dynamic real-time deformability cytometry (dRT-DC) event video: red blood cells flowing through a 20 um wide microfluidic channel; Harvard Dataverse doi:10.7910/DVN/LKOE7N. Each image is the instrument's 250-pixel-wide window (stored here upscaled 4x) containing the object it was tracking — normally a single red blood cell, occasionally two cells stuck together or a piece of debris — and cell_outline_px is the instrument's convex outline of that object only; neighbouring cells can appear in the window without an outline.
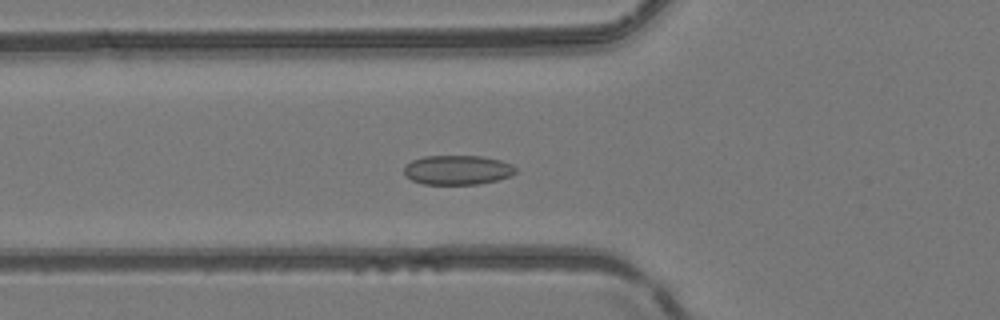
{"species": "common noctule bat (a hibernating species)", "species_latin": "Nyctalus noctula", "temperature_condition": "room temperature", "stored_images_in_passage": 50, "camera_frame_rate_fps": 3000, "um_per_image_px": 0.085, "animal": {"sex": "female", "body_mass_g": 24.6, "forearm_length_mm": 56.2}, "frame": {"image": 1, "passage_image": 18, "time_ms": 5.667, "image_size_px": [1000, 320], "cell_outline_px": [[516, 172], [512, 176], [480, 184], [424, 184], [412, 180], [404, 176], [404, 168], [412, 160], [424, 156], [484, 156], [500, 160], [512, 164], [516, 168]], "centroid_in_image_um": [38.91, 14.44], "position_along_channel_um": 86.9, "area_um2": 19.25}}
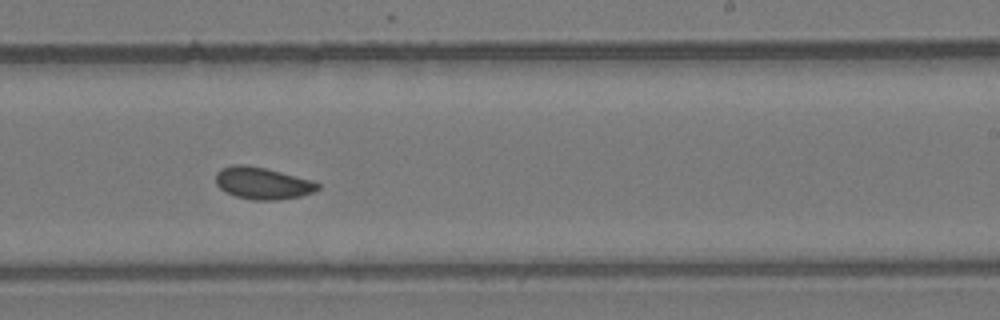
{"frame": {"image": 2, "passage_image": 31, "time_ms": 10.0, "image_size_px": [1000, 320], "cell_outline_px": [[320, 188], [312, 192], [300, 196], [280, 200], [252, 200], [236, 196], [224, 192], [216, 184], [216, 172], [220, 168], [232, 164], [244, 164], [264, 168], [312, 180], [320, 184]], "centroid_in_image_um": [22.28, 15.57], "position_along_channel_um": 266.7, "area_um2": 19.07}}
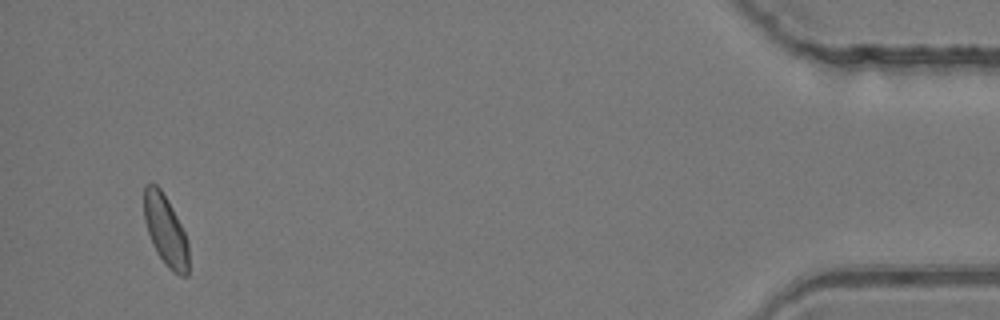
{"frame": {"image": 3, "passage_image": 48, "time_ms": 15.667, "image_size_px": [1000, 320], "cell_outline_px": [[188, 276], [180, 276], [172, 272], [164, 264], [156, 252], [148, 232], [144, 220], [144, 184], [156, 184], [160, 188], [168, 200], [188, 240]], "centroid_in_image_um": [14.07, 19.61], "position_along_channel_um": 421.1, "area_um2": 18.38}, "authors_computed_cell_mechanics": {"area_um2": 18.9873, "velocity_mm_per_s": 4.1535, "shape_relaxation_time_tau1_ms": null, "shape_relaxation_time_tau2_ms": 6.2705, "deformation_change_tau1": null, "deformation_change_tau2": 0.0839}}